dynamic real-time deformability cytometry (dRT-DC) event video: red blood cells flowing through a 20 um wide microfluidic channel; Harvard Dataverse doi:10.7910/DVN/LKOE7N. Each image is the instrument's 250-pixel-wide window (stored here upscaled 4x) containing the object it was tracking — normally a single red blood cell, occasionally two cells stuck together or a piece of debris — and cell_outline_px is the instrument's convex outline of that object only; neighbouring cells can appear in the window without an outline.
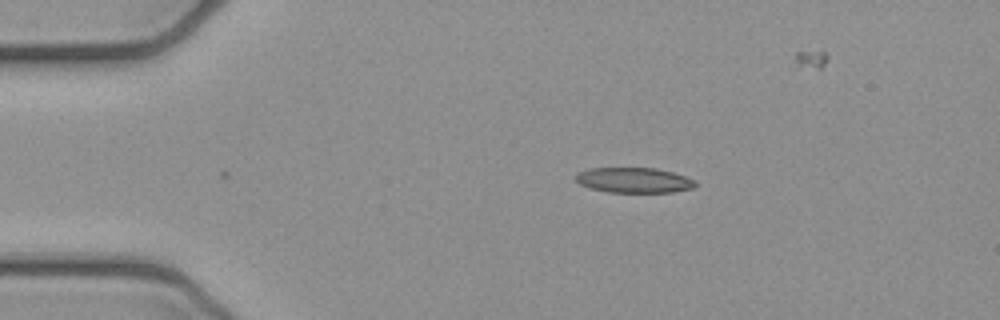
{"species": "common noctule bat (a hibernating species)", "species_latin": "Nyctalus noctula", "temperature_condition": "cold", "stored_images_in_passage": 3, "camera_frame_rate_fps": 3000, "um_per_image_px": 0.085, "animal": {"sex": "female", "body_mass_g": 21.9}, "frame": {"image": 1, "passage_image": 3, "time_ms": 0.667, "image_size_px": [1000, 320], "cell_outline_px": [[696, 184], [692, 188], [672, 192], [608, 192], [592, 188], [580, 184], [576, 180], [576, 172], [588, 168], [656, 168], [672, 172], [696, 180]], "centroid_in_image_um": [53.87, 15.31], "position_along_channel_um": 31.1, "area_um2": 17.51}}